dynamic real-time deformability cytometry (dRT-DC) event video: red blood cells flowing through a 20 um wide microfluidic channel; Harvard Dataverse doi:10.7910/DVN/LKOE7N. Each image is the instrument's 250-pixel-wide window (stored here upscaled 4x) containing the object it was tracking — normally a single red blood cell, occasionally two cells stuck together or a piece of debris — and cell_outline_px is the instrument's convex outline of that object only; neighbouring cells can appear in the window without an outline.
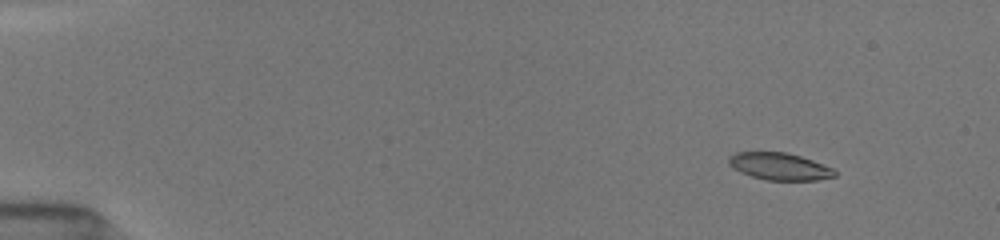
{"species": "common noctule bat (a hibernating species)", "species_latin": "Nyctalus noctula", "temperature_condition": "room temperature", "stored_images_in_passage": 12, "camera_frame_rate_fps": 3000, "um_per_image_px": 0.085, "animal": {"sex": "female", "body_mass_g": 19.5, "forearm_length_mm": 54.1}, "frame": {"image": 1, "passage_image": 3, "time_ms": 1.333, "image_size_px": [1000, 240], "cell_outline_px": [[836, 176], [816, 180], [768, 180], [752, 176], [740, 172], [732, 168], [728, 164], [728, 156], [736, 152], [788, 152], [812, 160], [832, 168], [836, 172]], "centroid_in_image_um": [66.22, 14.14], "position_along_channel_um": 18.8, "area_um2": 16.76}}
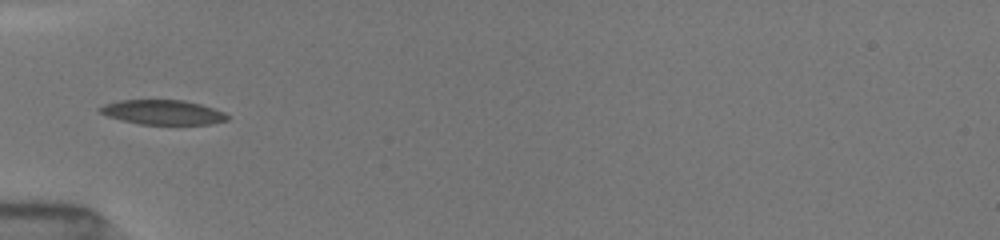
{"frame": {"image": 2, "passage_image": 11, "time_ms": 5.667, "image_size_px": [1000, 240], "cell_outline_px": [[228, 120], [212, 124], [140, 124], [120, 120], [108, 116], [100, 112], [96, 108], [104, 104], [120, 100], [184, 100], [200, 104], [224, 112], [228, 116]], "centroid_in_image_um": [13.81, 9.54], "position_along_channel_um": 71.2, "area_um2": 18.26}}